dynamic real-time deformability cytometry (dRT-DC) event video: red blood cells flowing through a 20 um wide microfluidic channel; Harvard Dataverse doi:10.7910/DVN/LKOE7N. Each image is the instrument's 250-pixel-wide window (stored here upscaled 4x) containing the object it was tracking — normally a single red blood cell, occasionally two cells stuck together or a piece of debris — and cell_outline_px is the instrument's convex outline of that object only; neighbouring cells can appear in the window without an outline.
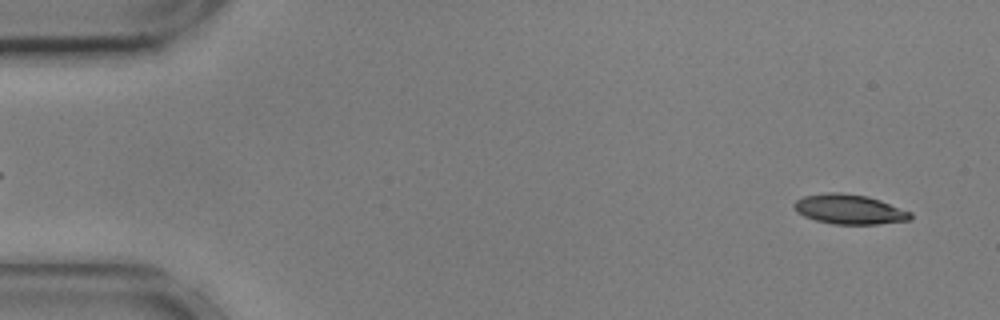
{"species": "common noctule bat (a hibernating species)", "species_latin": "Nyctalus noctula", "temperature_condition": "cold", "stored_images_in_passage": 33, "camera_frame_rate_fps": 3000, "um_per_image_px": 0.085, "animal": {"sex": "male", "body_mass_g": 17.9, "forearm_length_mm": 54.2}, "frame": {"image": 1, "passage_image": 3, "time_ms": 0.667, "image_size_px": [1000, 320], "cell_outline_px": [[912, 216], [908, 220], [876, 224], [832, 224], [816, 220], [804, 216], [796, 212], [792, 204], [796, 200], [804, 196], [828, 192], [840, 192], [868, 196], [880, 200], [912, 212]], "centroid_in_image_um": [72.17, 17.78], "position_along_channel_um": 12.8, "area_um2": 20.17}}